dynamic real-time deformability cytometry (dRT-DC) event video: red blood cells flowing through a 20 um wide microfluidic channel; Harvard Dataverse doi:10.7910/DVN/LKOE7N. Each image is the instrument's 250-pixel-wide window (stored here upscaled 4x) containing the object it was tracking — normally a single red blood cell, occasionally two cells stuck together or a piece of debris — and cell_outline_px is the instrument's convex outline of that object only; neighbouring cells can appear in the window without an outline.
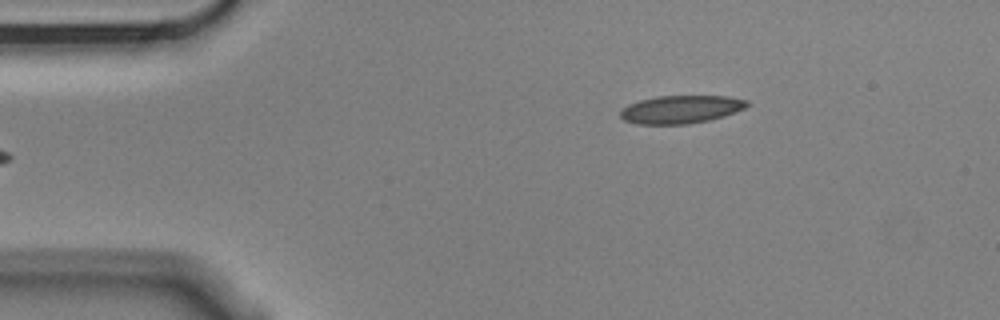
{"species": "Egyptian fruit bat (a non-hibernating species)", "species_latin": "Rousettus aegyptiacus", "temperature_condition": "cold", "stored_images_in_passage": 3, "camera_frame_rate_fps": 3000, "um_per_image_px": 0.085, "animal": {"sex": "male"}, "frame": {"image": 1, "passage_image": 1, "time_ms": 0.0, "image_size_px": [1000, 320], "cell_outline_px": [[748, 104], [744, 108], [724, 116], [708, 120], [688, 124], [636, 124], [624, 120], [620, 116], [620, 112], [628, 104], [640, 100], [656, 96], [728, 96], [748, 100]], "centroid_in_image_um": [57.86, 9.29], "position_along_channel_um": 27.1, "area_um2": 20.58}}
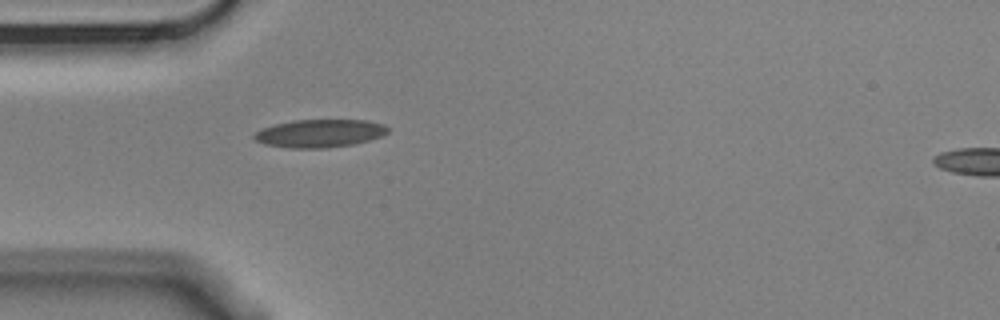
{"frame": {"image": 2, "passage_image": 3, "time_ms": 0.667, "image_size_px": [1000, 320], "cell_outline_px": [[388, 132], [380, 136], [368, 140], [352, 144], [324, 148], [288, 148], [264, 144], [256, 140], [252, 136], [256, 132], [264, 128], [276, 124], [292, 120], [368, 120], [384, 124], [388, 128]], "centroid_in_image_um": [27.17, 11.33], "position_along_channel_um": 57.8, "area_um2": 21.62}}